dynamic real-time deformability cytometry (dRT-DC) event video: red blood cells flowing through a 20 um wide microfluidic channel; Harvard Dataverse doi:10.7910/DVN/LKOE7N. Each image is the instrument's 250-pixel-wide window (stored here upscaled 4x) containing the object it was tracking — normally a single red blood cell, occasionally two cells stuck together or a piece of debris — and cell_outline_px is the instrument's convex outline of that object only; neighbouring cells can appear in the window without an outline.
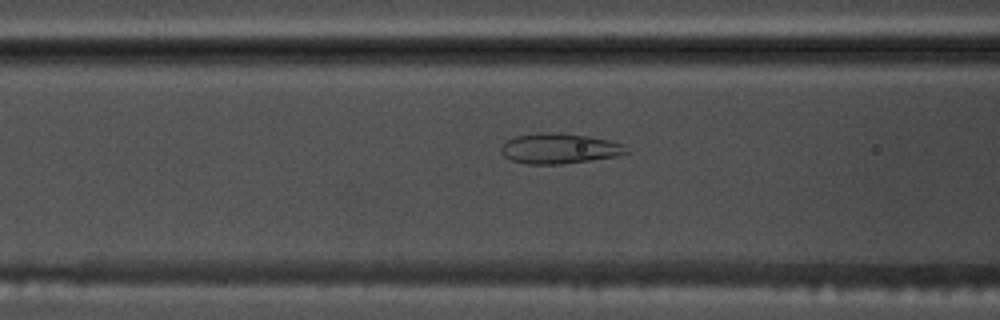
{"species": "common noctule bat (a hibernating species)", "species_latin": "Nyctalus noctula", "temperature_condition": "warm", "stored_images_in_passage": 56, "camera_frame_rate_fps": 3000, "um_per_image_px": 0.085, "animal": {"sex": "male", "body_mass_g": 17.5, "forearm_length_mm": 52.3}, "frame": {"image": 1, "passage_image": 22, "time_ms": 7.0, "image_size_px": [1000, 320], "cell_outline_px": [[628, 152], [616, 156], [592, 160], [560, 164], [528, 164], [512, 160], [504, 156], [500, 152], [500, 148], [508, 140], [516, 136], [536, 132], [556, 132], [584, 136], [608, 140], [624, 144]], "centroid_in_image_um": [47.52, 12.62], "position_along_channel_um": 119.1, "area_um2": 21.96}}
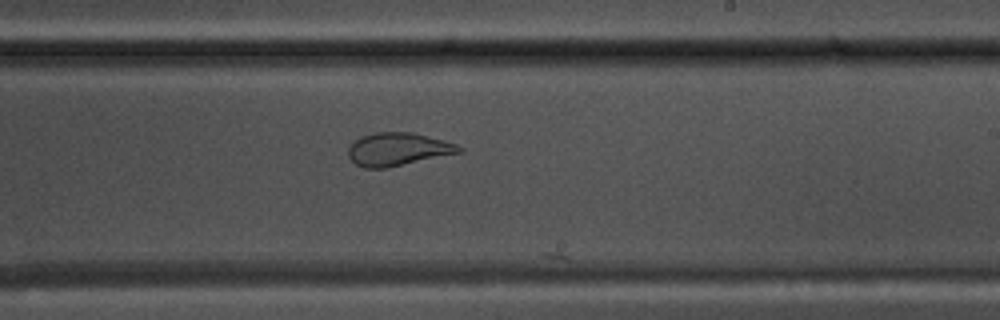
{"frame": {"image": 2, "passage_image": 33, "time_ms": 10.667, "image_size_px": [1000, 320], "cell_outline_px": [[464, 152], [384, 168], [364, 168], [356, 164], [348, 156], [348, 148], [360, 136], [376, 132], [412, 132], [456, 144], [464, 148]], "centroid_in_image_um": [33.83, 12.68], "position_along_channel_um": 255.2, "area_um2": 21.15}}
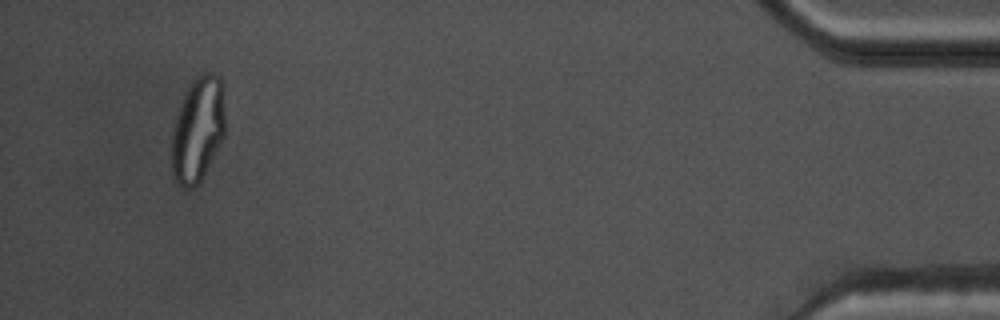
{"frame": {"image": 3, "passage_image": 52, "time_ms": 17.0, "image_size_px": [1000, 320], "cell_outline_px": [[224, 136], [200, 180], [192, 188], [184, 188], [176, 184], [172, 176], [172, 128], [184, 92], [188, 84], [200, 72], [216, 72], [220, 76], [224, 116]], "centroid_in_image_um": [16.78, 10.96], "position_along_channel_um": 418.4, "area_um2": 32.77}, "authors_computed_cell_mechanics": {"area_um2": 27.5128, "velocity_mm_per_s": 3.7173, "shape_relaxation_time_tau1_ms": null, "shape_relaxation_time_tau2_ms": 0.7086, "deformation_change_tau1": null, "deformation_change_tau2": 0.076}}